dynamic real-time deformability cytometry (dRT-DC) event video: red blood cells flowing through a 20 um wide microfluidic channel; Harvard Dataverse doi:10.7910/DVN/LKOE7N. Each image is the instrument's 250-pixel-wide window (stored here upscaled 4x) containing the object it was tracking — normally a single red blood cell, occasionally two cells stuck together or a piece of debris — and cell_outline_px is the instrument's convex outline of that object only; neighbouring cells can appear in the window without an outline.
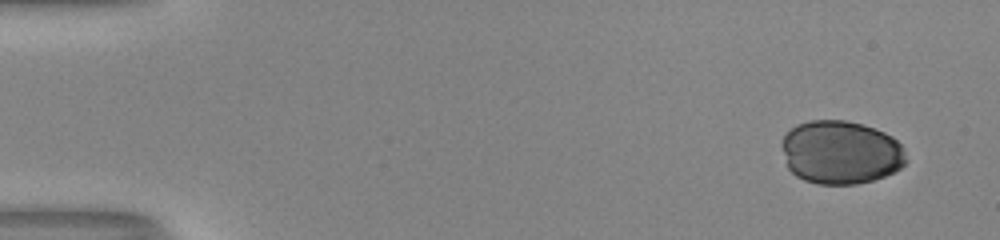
{"species": "human", "species_latin": "Homo sapiens", "temperature_condition": "room temperature", "stored_images_in_passage": 45, "camera_frame_rate_fps": 3000, "um_per_image_px": 0.085, "donor": {"sex": "male"}, "frame": {"image": 1, "passage_image": 1, "time_ms": 0.0, "image_size_px": [1000, 240], "cell_outline_px": [[908, 160], [900, 168], [884, 176], [872, 180], [856, 184], [816, 184], [804, 180], [796, 176], [788, 168], [780, 144], [784, 136], [796, 124], [808, 120], [844, 120], [864, 124], [884, 132], [892, 136], [900, 144]], "centroid_in_image_um": [71.44, 12.94], "position_along_channel_um": 13.6, "area_um2": 46.18}}
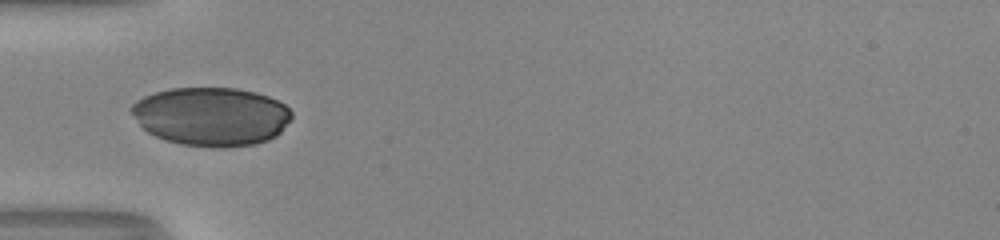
{"frame": {"image": 2, "passage_image": 16, "time_ms": 5.0, "image_size_px": [1000, 240], "cell_outline_px": [[292, 120], [276, 136], [268, 140], [256, 144], [220, 148], [212, 148], [180, 144], [164, 140], [148, 132], [140, 124], [132, 112], [132, 104], [136, 100], [144, 96], [156, 92], [172, 88], [236, 88], [256, 92], [268, 96], [284, 104], [292, 112]], "centroid_in_image_um": [18.0, 9.91], "position_along_channel_um": 67.0, "area_um2": 54.91}}
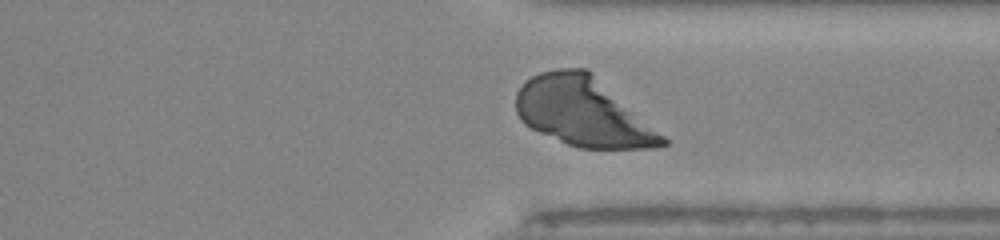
{"frame": {"image": 3, "passage_image": 38, "time_ms": 12.333, "image_size_px": [1000, 240], "cell_outline_px": [[668, 144], [660, 148], [580, 148], [568, 144], [540, 132], [524, 124], [520, 120], [516, 112], [516, 92], [532, 76], [540, 72], [556, 68], [588, 68], [664, 136], [668, 140]], "centroid_in_image_um": [49.56, 9.5], "position_along_channel_um": 361.8, "area_um2": 58.44}}